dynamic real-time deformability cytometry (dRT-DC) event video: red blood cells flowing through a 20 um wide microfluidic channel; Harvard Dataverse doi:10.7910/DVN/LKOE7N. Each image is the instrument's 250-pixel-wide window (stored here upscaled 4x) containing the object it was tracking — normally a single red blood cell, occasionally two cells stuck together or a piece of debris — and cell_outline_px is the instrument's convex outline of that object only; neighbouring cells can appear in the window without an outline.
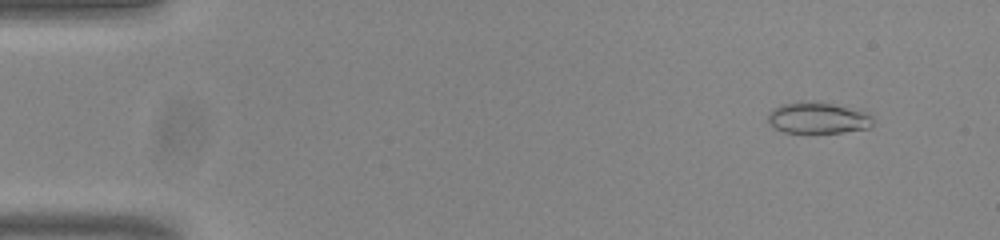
{"species": "common noctule bat (a hibernating species)", "species_latin": "Nyctalus noctula", "temperature_condition": "room temperature", "stored_images_in_passage": 54, "camera_frame_rate_fps": 3000, "um_per_image_px": 0.085, "animal": {"sex": "male", "body_mass_g": 20.0, "forearm_length_mm": 53.3}, "frame": {"image": 1, "passage_image": 5, "time_ms": 1.333, "image_size_px": [1000, 240], "cell_outline_px": [[872, 124], [868, 128], [840, 132], [784, 132], [768, 124], [768, 112], [772, 108], [780, 104], [796, 100], [816, 100], [860, 108], [872, 116]], "centroid_in_image_um": [69.5, 9.96], "position_along_channel_um": 15.5, "area_um2": 19.83}}
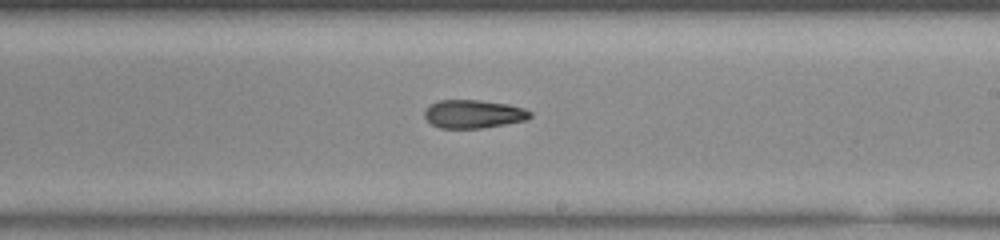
{"frame": {"image": 2, "passage_image": 32, "time_ms": 10.333, "image_size_px": [1000, 240], "cell_outline_px": [[532, 116], [524, 120], [504, 124], [480, 128], [440, 128], [432, 124], [424, 116], [424, 112], [432, 104], [440, 100], [480, 100], [508, 104], [524, 108], [532, 112]], "centroid_in_image_um": [40.26, 9.68], "position_along_channel_um": 248.7, "area_um2": 17.22}}
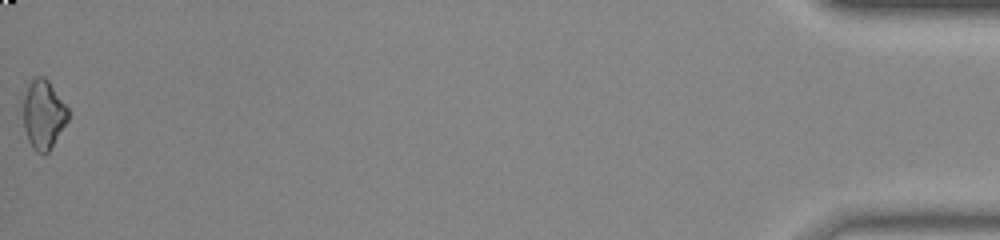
{"frame": {"image": 3, "passage_image": 54, "time_ms": 17.667, "image_size_px": [1000, 240], "cell_outline_px": [[68, 120], [48, 152], [44, 156], [36, 152], [32, 148], [28, 140], [24, 128], [24, 96], [28, 84], [36, 76], [44, 76], [48, 80], [68, 108]], "centroid_in_image_um": [3.69, 9.75], "position_along_channel_um": 431.5, "area_um2": 17.92}, "authors_computed_cell_mechanics": {"area_um2": 17.8602, "velocity_mm_per_s": 3.8379, "shape_relaxation_time_tau1_ms": 6.0205, "shape_relaxation_time_tau2_ms": 3.3088, "deformation_change_tau1": 0.1404, "deformation_change_tau2": 0.1036}}